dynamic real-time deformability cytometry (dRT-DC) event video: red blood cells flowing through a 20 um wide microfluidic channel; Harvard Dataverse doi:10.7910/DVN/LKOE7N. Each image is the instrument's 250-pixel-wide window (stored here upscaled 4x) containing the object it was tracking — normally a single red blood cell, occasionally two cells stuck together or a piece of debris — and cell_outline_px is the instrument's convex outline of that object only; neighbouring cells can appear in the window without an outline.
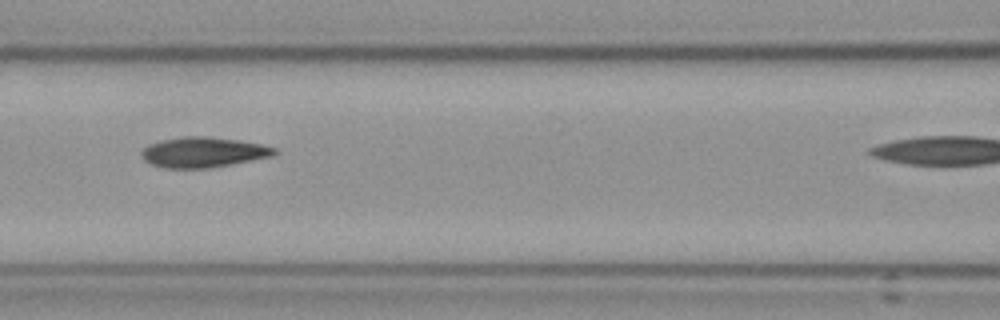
{"species": "Egyptian fruit bat (a non-hibernating species)", "species_latin": "Rousettus aegyptiacus", "temperature_condition": "cold", "stored_images_in_passage": 5, "camera_frame_rate_fps": 3000, "um_per_image_px": 0.085, "frame": {"image": 1, "passage_image": 4, "time_ms": 4.333, "image_size_px": [1000, 320], "cell_outline_px": [[280, 152], [272, 156], [208, 168], [168, 168], [152, 164], [144, 160], [140, 152], [148, 144], [164, 140], [184, 136], [204, 136], [236, 140], [264, 144], [276, 148]], "centroid_in_image_um": [17.3, 12.93], "position_along_channel_um": 149.3, "area_um2": 23.24}}